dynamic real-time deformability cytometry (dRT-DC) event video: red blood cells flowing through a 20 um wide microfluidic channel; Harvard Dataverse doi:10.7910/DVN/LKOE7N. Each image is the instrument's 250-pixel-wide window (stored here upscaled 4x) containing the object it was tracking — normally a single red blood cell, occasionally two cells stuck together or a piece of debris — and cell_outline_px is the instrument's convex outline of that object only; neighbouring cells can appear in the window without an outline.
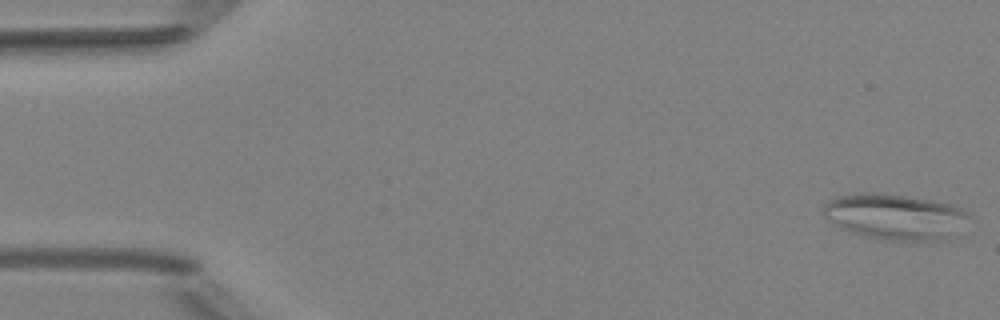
{"species": "Egyptian fruit bat (a non-hibernating species)", "species_latin": "Rousettus aegyptiacus", "temperature_condition": "room temperature", "stored_images_in_passage": 5, "camera_frame_rate_fps": 3000, "um_per_image_px": 0.085, "animal": {"sex": "female"}, "frame": {"image": 1, "passage_image": 1, "time_ms": 0.0, "image_size_px": [1000, 320], "cell_outline_px": [[968, 216], [940, 236], [932, 240], [892, 240], [864, 236], [840, 228], [828, 220], [824, 216], [824, 204], [828, 200], [836, 196], [864, 192], [880, 192], [928, 200], [948, 204], [960, 208]], "centroid_in_image_um": [75.83, 18.36], "position_along_channel_um": 9.2, "area_um2": 36.93}}